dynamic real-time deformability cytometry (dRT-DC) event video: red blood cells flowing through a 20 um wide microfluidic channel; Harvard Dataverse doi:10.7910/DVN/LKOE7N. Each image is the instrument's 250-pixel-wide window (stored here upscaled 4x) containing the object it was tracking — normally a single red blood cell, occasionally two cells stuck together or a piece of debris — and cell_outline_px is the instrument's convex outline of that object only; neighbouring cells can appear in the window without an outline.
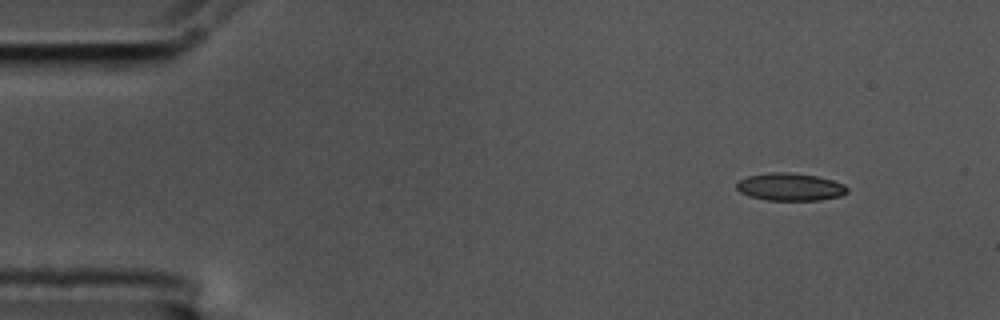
{"species": "common noctule bat (a hibernating species)", "species_latin": "Nyctalus noctula", "temperature_condition": "cold", "stored_images_in_passage": 5, "camera_frame_rate_fps": 3000, "um_per_image_px": 0.085, "animal": {"sex": "male", "body_mass_g": 17.5, "forearm_length_mm": 52.3}, "frame": {"image": 1, "passage_image": 1, "time_ms": 0.0, "image_size_px": [1000, 320], "cell_outline_px": [[848, 192], [840, 196], [816, 200], [768, 200], [752, 196], [740, 192], [736, 188], [736, 184], [740, 180], [748, 176], [772, 172], [788, 172], [816, 176], [832, 180], [844, 184], [848, 188]], "centroid_in_image_um": [67.17, 15.88], "position_along_channel_um": 17.8, "area_um2": 17.57}}